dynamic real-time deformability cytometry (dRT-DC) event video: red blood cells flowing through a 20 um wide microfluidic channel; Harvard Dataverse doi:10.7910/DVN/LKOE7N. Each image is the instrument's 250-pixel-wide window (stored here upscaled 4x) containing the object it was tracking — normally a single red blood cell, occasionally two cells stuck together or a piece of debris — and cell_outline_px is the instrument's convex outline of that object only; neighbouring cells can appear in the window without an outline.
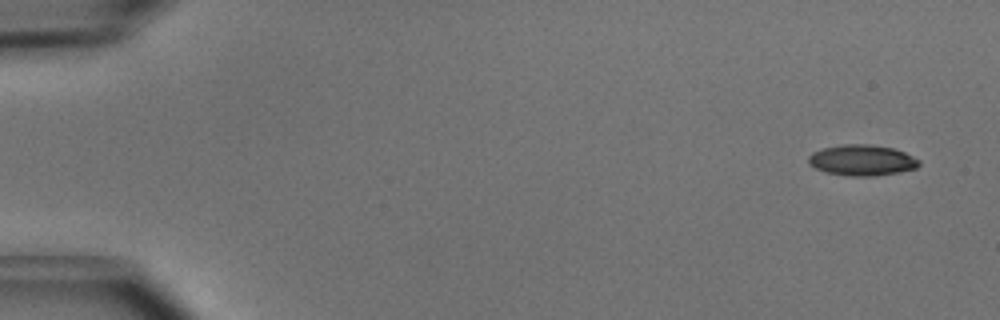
{"species": "common noctule bat (a hibernating species)", "species_latin": "Nyctalus noctula", "temperature_condition": "cold", "stored_images_in_passage": 5, "camera_frame_rate_fps": 3000, "um_per_image_px": 0.085, "animal": {"sex": "male", "body_mass_g": 15.6}, "frame": {"image": 1, "passage_image": 1, "time_ms": 0.0, "image_size_px": [1000, 320], "cell_outline_px": [[920, 164], [916, 168], [896, 172], [872, 176], [848, 176], [824, 172], [808, 164], [808, 156], [812, 152], [824, 148], [844, 144], [868, 144], [892, 148], [904, 152], [920, 160]], "centroid_in_image_um": [73.23, 13.62], "position_along_channel_um": 11.8, "area_um2": 19.77}}
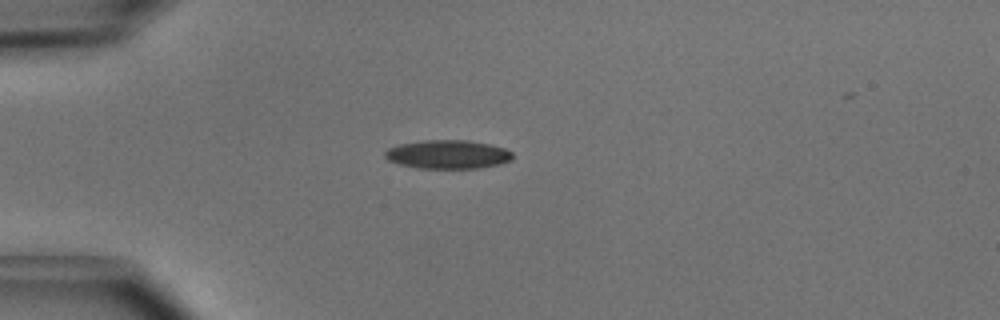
{"frame": {"image": 2, "passage_image": 4, "time_ms": 1.0, "image_size_px": [1000, 320], "cell_outline_px": [[512, 160], [500, 164], [480, 168], [416, 168], [400, 164], [388, 160], [384, 156], [384, 152], [388, 148], [400, 144], [424, 140], [468, 140], [488, 144], [504, 148], [512, 152]], "centroid_in_image_um": [38.06, 13.12], "position_along_channel_um": 46.9, "area_um2": 21.33}}